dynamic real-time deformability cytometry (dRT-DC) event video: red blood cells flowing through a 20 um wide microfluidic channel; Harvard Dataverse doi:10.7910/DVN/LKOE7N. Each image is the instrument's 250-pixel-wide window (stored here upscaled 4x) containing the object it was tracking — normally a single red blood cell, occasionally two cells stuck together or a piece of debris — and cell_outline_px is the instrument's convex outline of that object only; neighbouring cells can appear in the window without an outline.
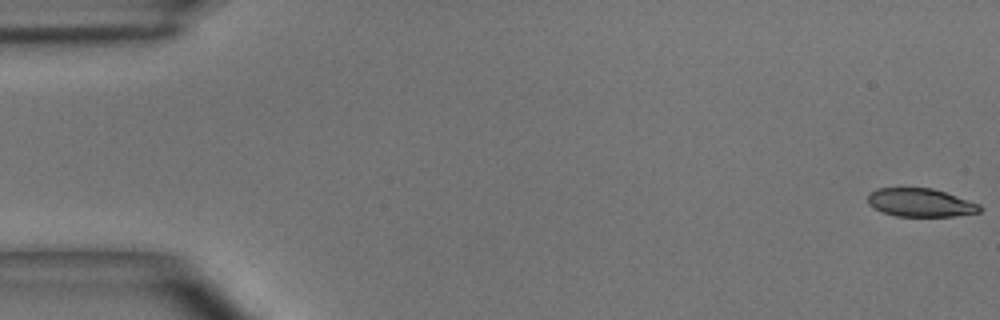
{"species": "common noctule bat (a hibernating species)", "species_latin": "Nyctalus noctula", "temperature_condition": "room temperature", "stored_images_in_passage": 50, "camera_frame_rate_fps": 3000, "um_per_image_px": 0.085, "animal": {"sex": "male", "body_mass_g": 15.6}, "frame": {"image": 1, "passage_image": 1, "time_ms": 0.0, "image_size_px": [1000, 320], "cell_outline_px": [[984, 208], [980, 212], [952, 216], [896, 216], [884, 212], [868, 204], [868, 192], [876, 188], [932, 188], [980, 204]], "centroid_in_image_um": [78.24, 17.22], "position_along_channel_um": 6.8, "area_um2": 18.38}}
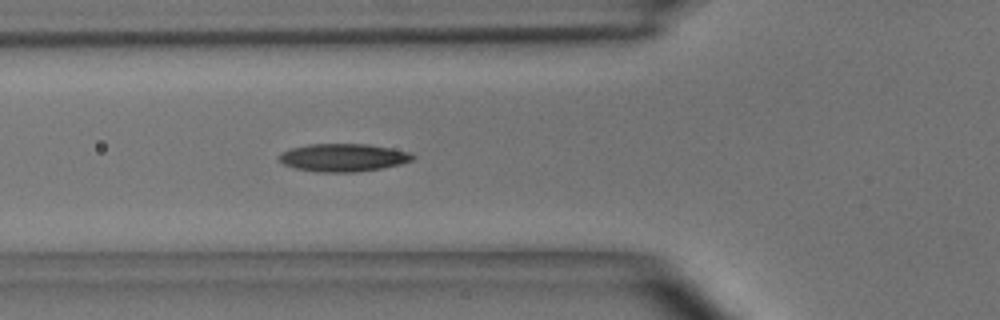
{"frame": {"image": 2, "passage_image": 18, "time_ms": 5.667, "image_size_px": [1000, 320], "cell_outline_px": [[416, 156], [412, 160], [400, 164], [380, 168], [356, 172], [316, 172], [296, 168], [284, 164], [276, 156], [280, 152], [288, 148], [308, 144], [368, 144], [392, 148], [412, 152]], "centroid_in_image_um": [29.15, 13.38], "position_along_channel_um": 96.6, "area_um2": 21.91}}
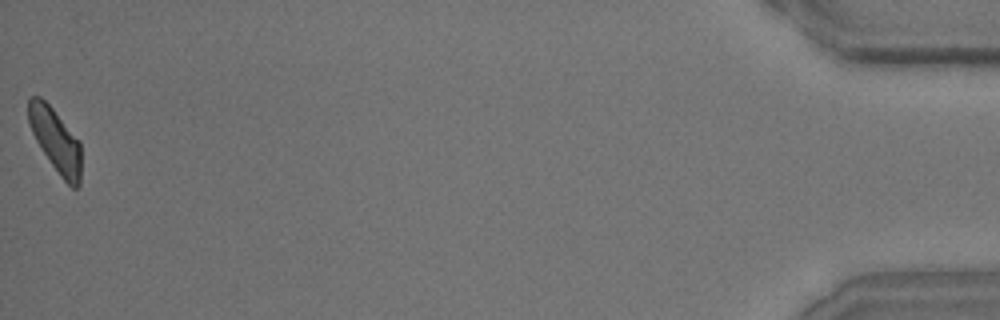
{"frame": {"image": 3, "passage_image": 50, "time_ms": 16.333, "image_size_px": [1000, 320], "cell_outline_px": [[80, 184], [76, 188], [72, 188], [60, 176], [36, 140], [32, 132], [28, 120], [28, 100], [32, 96], [40, 96], [52, 108], [80, 140]], "centroid_in_image_um": [4.73, 11.91], "position_along_channel_um": 430.5, "area_um2": 19.25}, "authors_computed_cell_mechanics": {"area_um2": 20.3745, "velocity_mm_per_s": 4.0218, "shape_relaxation_time_tau1_ms": 3.5139, "shape_relaxation_time_tau2_ms": 4.136, "deformation_change_tau1": 0.1471, "deformation_change_tau2": 0.1245}}